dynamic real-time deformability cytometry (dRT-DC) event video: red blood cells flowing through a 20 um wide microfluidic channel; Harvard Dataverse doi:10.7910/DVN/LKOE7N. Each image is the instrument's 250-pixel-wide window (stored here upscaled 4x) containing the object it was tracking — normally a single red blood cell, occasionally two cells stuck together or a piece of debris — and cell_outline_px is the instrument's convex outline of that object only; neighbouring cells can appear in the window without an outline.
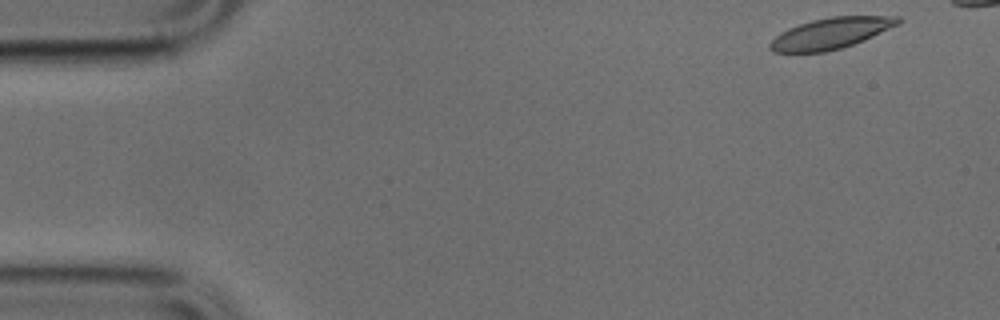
{"species": "common noctule bat (a hibernating species)", "species_latin": "Nyctalus noctula", "temperature_condition": "cold", "stored_images_in_passage": 43, "camera_frame_rate_fps": 3000, "um_per_image_px": 0.085, "animal": {"sex": "male", "body_mass_g": 17.9, "forearm_length_mm": 54.2}, "frame": {"image": 1, "passage_image": 1, "time_ms": 0.0, "image_size_px": [1000, 320], "cell_outline_px": [[904, 20], [900, 24], [864, 40], [840, 48], [824, 52], [772, 52], [768, 48], [768, 44], [780, 32], [788, 28], [812, 20], [832, 16], [900, 16]], "centroid_in_image_um": [70.64, 2.82], "position_along_channel_um": 14.4, "area_um2": 23.18}}
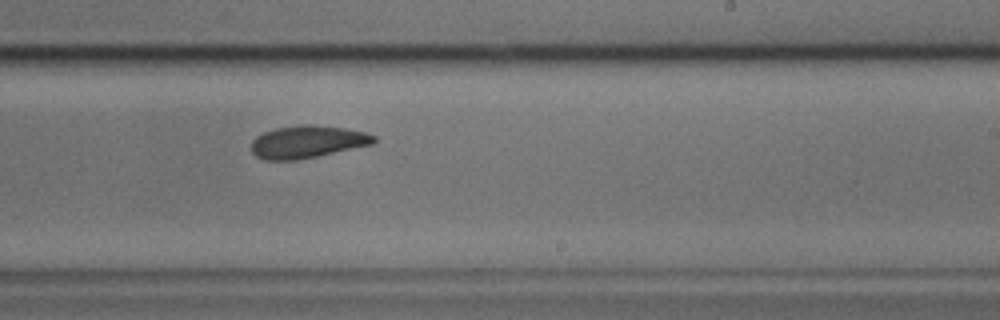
{"frame": {"image": 2, "passage_image": 28, "time_ms": 9.0, "image_size_px": [1000, 320], "cell_outline_px": [[376, 140], [372, 144], [316, 156], [296, 160], [264, 160], [256, 156], [252, 152], [252, 140], [256, 136], [264, 132], [276, 128], [304, 124], [312, 124], [344, 128], [364, 132], [376, 136]], "centroid_in_image_um": [26.1, 12.05], "position_along_channel_um": 262.9, "area_um2": 23.0}}
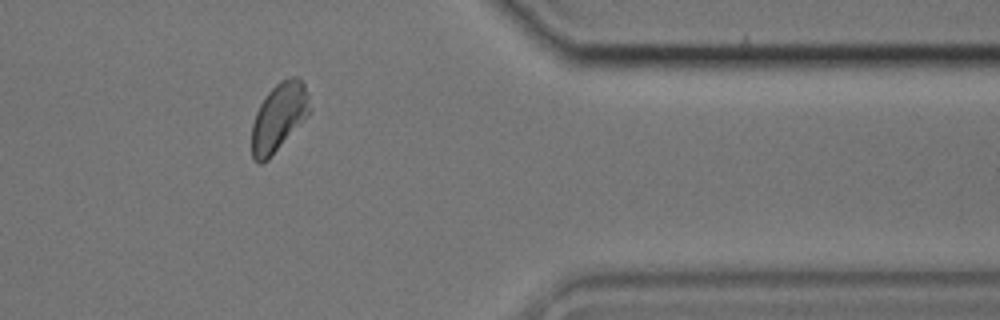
{"frame": {"image": 3, "passage_image": 39, "time_ms": 12.667, "image_size_px": [1000, 320], "cell_outline_px": [[312, 112], [268, 160], [260, 164], [252, 156], [252, 124], [256, 112], [260, 104], [268, 92], [280, 80], [292, 76], [296, 76], [304, 84], [312, 108]], "centroid_in_image_um": [23.72, 9.95], "position_along_channel_um": 387.7, "area_um2": 23.06}}